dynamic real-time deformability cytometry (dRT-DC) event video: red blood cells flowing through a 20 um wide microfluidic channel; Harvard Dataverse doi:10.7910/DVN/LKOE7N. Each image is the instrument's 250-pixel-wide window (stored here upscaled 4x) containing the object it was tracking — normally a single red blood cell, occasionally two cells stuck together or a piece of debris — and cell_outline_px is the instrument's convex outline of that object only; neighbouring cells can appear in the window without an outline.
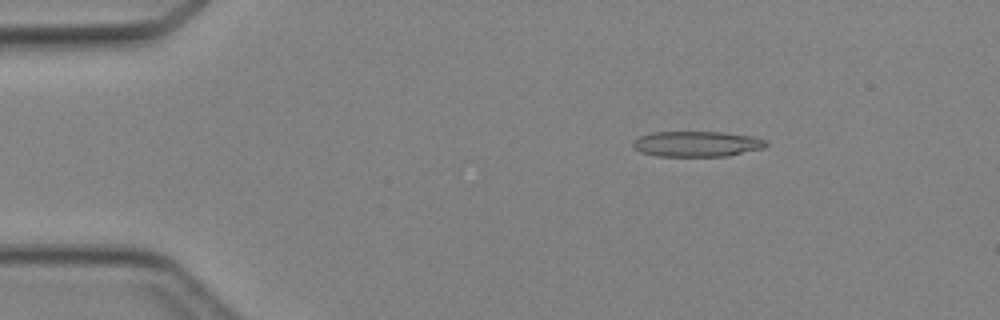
{"species": "Egyptian fruit bat (a non-hibernating species)", "species_latin": "Rousettus aegyptiacus", "temperature_condition": "cold", "stored_images_in_passage": 4, "camera_frame_rate_fps": 3000, "um_per_image_px": 0.085, "animal": {"sex": "female"}, "frame": {"image": 1, "passage_image": 3, "time_ms": 2.333, "image_size_px": [1000, 320], "cell_outline_px": [[768, 144], [764, 148], [728, 156], [660, 156], [640, 152], [632, 148], [632, 144], [640, 136], [652, 132], [720, 132], [752, 136], [768, 140]], "centroid_in_image_um": [59.25, 12.23], "position_along_channel_um": 25.7, "area_um2": 19.83}}